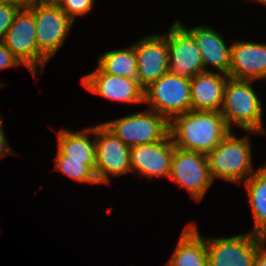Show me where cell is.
Returning a JSON list of instances; mask_svg holds the SVG:
<instances>
[{
    "instance_id": "cell-1",
    "label": "cell",
    "mask_w": 266,
    "mask_h": 266,
    "mask_svg": "<svg viewBox=\"0 0 266 266\" xmlns=\"http://www.w3.org/2000/svg\"><path fill=\"white\" fill-rule=\"evenodd\" d=\"M220 112L190 110L170 121L169 134L174 146L209 154L229 133Z\"/></svg>"
},
{
    "instance_id": "cell-2",
    "label": "cell",
    "mask_w": 266,
    "mask_h": 266,
    "mask_svg": "<svg viewBox=\"0 0 266 266\" xmlns=\"http://www.w3.org/2000/svg\"><path fill=\"white\" fill-rule=\"evenodd\" d=\"M252 82L232 77L227 79L220 113L231 131L235 124L247 133L266 132L262 120L263 102L253 89Z\"/></svg>"
},
{
    "instance_id": "cell-3",
    "label": "cell",
    "mask_w": 266,
    "mask_h": 266,
    "mask_svg": "<svg viewBox=\"0 0 266 266\" xmlns=\"http://www.w3.org/2000/svg\"><path fill=\"white\" fill-rule=\"evenodd\" d=\"M250 138H237L234 131L230 133L207 154L210 176L224 181L242 184L255 172L252 162V145Z\"/></svg>"
},
{
    "instance_id": "cell-4",
    "label": "cell",
    "mask_w": 266,
    "mask_h": 266,
    "mask_svg": "<svg viewBox=\"0 0 266 266\" xmlns=\"http://www.w3.org/2000/svg\"><path fill=\"white\" fill-rule=\"evenodd\" d=\"M144 104L169 122L192 110L190 78L170 72L144 89Z\"/></svg>"
},
{
    "instance_id": "cell-5",
    "label": "cell",
    "mask_w": 266,
    "mask_h": 266,
    "mask_svg": "<svg viewBox=\"0 0 266 266\" xmlns=\"http://www.w3.org/2000/svg\"><path fill=\"white\" fill-rule=\"evenodd\" d=\"M103 124L131 148L164 140L169 135L170 122L155 111L146 109Z\"/></svg>"
},
{
    "instance_id": "cell-6",
    "label": "cell",
    "mask_w": 266,
    "mask_h": 266,
    "mask_svg": "<svg viewBox=\"0 0 266 266\" xmlns=\"http://www.w3.org/2000/svg\"><path fill=\"white\" fill-rule=\"evenodd\" d=\"M2 42L33 77L36 78L38 66L43 72L49 59L38 49L34 14L27 7H22L15 15Z\"/></svg>"
},
{
    "instance_id": "cell-7",
    "label": "cell",
    "mask_w": 266,
    "mask_h": 266,
    "mask_svg": "<svg viewBox=\"0 0 266 266\" xmlns=\"http://www.w3.org/2000/svg\"><path fill=\"white\" fill-rule=\"evenodd\" d=\"M96 144L95 175L101 184H110V176L131 173L130 147L126 146L103 123L93 125Z\"/></svg>"
},
{
    "instance_id": "cell-8",
    "label": "cell",
    "mask_w": 266,
    "mask_h": 266,
    "mask_svg": "<svg viewBox=\"0 0 266 266\" xmlns=\"http://www.w3.org/2000/svg\"><path fill=\"white\" fill-rule=\"evenodd\" d=\"M27 8L34 14L38 49L50 59L63 45L74 22L56 3H37Z\"/></svg>"
},
{
    "instance_id": "cell-9",
    "label": "cell",
    "mask_w": 266,
    "mask_h": 266,
    "mask_svg": "<svg viewBox=\"0 0 266 266\" xmlns=\"http://www.w3.org/2000/svg\"><path fill=\"white\" fill-rule=\"evenodd\" d=\"M169 179L180 188H186L196 201H202L213 184L207 155L174 148Z\"/></svg>"
},
{
    "instance_id": "cell-10",
    "label": "cell",
    "mask_w": 266,
    "mask_h": 266,
    "mask_svg": "<svg viewBox=\"0 0 266 266\" xmlns=\"http://www.w3.org/2000/svg\"><path fill=\"white\" fill-rule=\"evenodd\" d=\"M264 241L250 231L231 237L206 238L208 266H253Z\"/></svg>"
},
{
    "instance_id": "cell-11",
    "label": "cell",
    "mask_w": 266,
    "mask_h": 266,
    "mask_svg": "<svg viewBox=\"0 0 266 266\" xmlns=\"http://www.w3.org/2000/svg\"><path fill=\"white\" fill-rule=\"evenodd\" d=\"M169 54V72L192 78L205 72L201 52L192 35L176 20L165 33Z\"/></svg>"
},
{
    "instance_id": "cell-12",
    "label": "cell",
    "mask_w": 266,
    "mask_h": 266,
    "mask_svg": "<svg viewBox=\"0 0 266 266\" xmlns=\"http://www.w3.org/2000/svg\"><path fill=\"white\" fill-rule=\"evenodd\" d=\"M133 46L137 57V80L145 89L169 72V54L165 33L145 36Z\"/></svg>"
},
{
    "instance_id": "cell-13",
    "label": "cell",
    "mask_w": 266,
    "mask_h": 266,
    "mask_svg": "<svg viewBox=\"0 0 266 266\" xmlns=\"http://www.w3.org/2000/svg\"><path fill=\"white\" fill-rule=\"evenodd\" d=\"M174 148L170 134L162 141L131 147V172L149 179L169 178Z\"/></svg>"
},
{
    "instance_id": "cell-14",
    "label": "cell",
    "mask_w": 266,
    "mask_h": 266,
    "mask_svg": "<svg viewBox=\"0 0 266 266\" xmlns=\"http://www.w3.org/2000/svg\"><path fill=\"white\" fill-rule=\"evenodd\" d=\"M82 84L88 91L105 99L134 105L144 103V89L137 78L106 74L97 67L82 78Z\"/></svg>"
},
{
    "instance_id": "cell-15",
    "label": "cell",
    "mask_w": 266,
    "mask_h": 266,
    "mask_svg": "<svg viewBox=\"0 0 266 266\" xmlns=\"http://www.w3.org/2000/svg\"><path fill=\"white\" fill-rule=\"evenodd\" d=\"M193 37L198 49L201 52L205 72L209 66L215 67L217 73L229 76L231 62V46H228L223 36L213 27L208 25H198L187 28L181 20H177Z\"/></svg>"
},
{
    "instance_id": "cell-16",
    "label": "cell",
    "mask_w": 266,
    "mask_h": 266,
    "mask_svg": "<svg viewBox=\"0 0 266 266\" xmlns=\"http://www.w3.org/2000/svg\"><path fill=\"white\" fill-rule=\"evenodd\" d=\"M229 77L245 80L266 78V43L237 41L231 47Z\"/></svg>"
},
{
    "instance_id": "cell-17",
    "label": "cell",
    "mask_w": 266,
    "mask_h": 266,
    "mask_svg": "<svg viewBox=\"0 0 266 266\" xmlns=\"http://www.w3.org/2000/svg\"><path fill=\"white\" fill-rule=\"evenodd\" d=\"M228 77L211 71L190 78L192 110L220 112Z\"/></svg>"
},
{
    "instance_id": "cell-18",
    "label": "cell",
    "mask_w": 266,
    "mask_h": 266,
    "mask_svg": "<svg viewBox=\"0 0 266 266\" xmlns=\"http://www.w3.org/2000/svg\"><path fill=\"white\" fill-rule=\"evenodd\" d=\"M198 230L194 222L184 227L175 251L165 266H208L206 238Z\"/></svg>"
},
{
    "instance_id": "cell-19",
    "label": "cell",
    "mask_w": 266,
    "mask_h": 266,
    "mask_svg": "<svg viewBox=\"0 0 266 266\" xmlns=\"http://www.w3.org/2000/svg\"><path fill=\"white\" fill-rule=\"evenodd\" d=\"M242 184L247 189L248 203L254 221L253 230L250 232L266 240V163Z\"/></svg>"
},
{
    "instance_id": "cell-20",
    "label": "cell",
    "mask_w": 266,
    "mask_h": 266,
    "mask_svg": "<svg viewBox=\"0 0 266 266\" xmlns=\"http://www.w3.org/2000/svg\"><path fill=\"white\" fill-rule=\"evenodd\" d=\"M89 134H93V126L80 132L67 129L57 132V146L66 156V161H96L95 138L90 139Z\"/></svg>"
},
{
    "instance_id": "cell-21",
    "label": "cell",
    "mask_w": 266,
    "mask_h": 266,
    "mask_svg": "<svg viewBox=\"0 0 266 266\" xmlns=\"http://www.w3.org/2000/svg\"><path fill=\"white\" fill-rule=\"evenodd\" d=\"M97 67L106 74L137 78V57L133 44L128 48L105 52L99 57Z\"/></svg>"
},
{
    "instance_id": "cell-22",
    "label": "cell",
    "mask_w": 266,
    "mask_h": 266,
    "mask_svg": "<svg viewBox=\"0 0 266 266\" xmlns=\"http://www.w3.org/2000/svg\"><path fill=\"white\" fill-rule=\"evenodd\" d=\"M55 169L84 184H99L95 175L96 161H66V156L58 149L54 158Z\"/></svg>"
},
{
    "instance_id": "cell-23",
    "label": "cell",
    "mask_w": 266,
    "mask_h": 266,
    "mask_svg": "<svg viewBox=\"0 0 266 266\" xmlns=\"http://www.w3.org/2000/svg\"><path fill=\"white\" fill-rule=\"evenodd\" d=\"M75 22L77 16L86 15L94 7V0H58L56 3Z\"/></svg>"
},
{
    "instance_id": "cell-24",
    "label": "cell",
    "mask_w": 266,
    "mask_h": 266,
    "mask_svg": "<svg viewBox=\"0 0 266 266\" xmlns=\"http://www.w3.org/2000/svg\"><path fill=\"white\" fill-rule=\"evenodd\" d=\"M21 5L10 0H0V41L5 37Z\"/></svg>"
},
{
    "instance_id": "cell-25",
    "label": "cell",
    "mask_w": 266,
    "mask_h": 266,
    "mask_svg": "<svg viewBox=\"0 0 266 266\" xmlns=\"http://www.w3.org/2000/svg\"><path fill=\"white\" fill-rule=\"evenodd\" d=\"M20 60L0 41V70L18 67Z\"/></svg>"
},
{
    "instance_id": "cell-26",
    "label": "cell",
    "mask_w": 266,
    "mask_h": 266,
    "mask_svg": "<svg viewBox=\"0 0 266 266\" xmlns=\"http://www.w3.org/2000/svg\"><path fill=\"white\" fill-rule=\"evenodd\" d=\"M5 132L3 129V121L0 120V159L8 156L10 154L15 153L13 149L9 146V143L7 141V137H5Z\"/></svg>"
},
{
    "instance_id": "cell-27",
    "label": "cell",
    "mask_w": 266,
    "mask_h": 266,
    "mask_svg": "<svg viewBox=\"0 0 266 266\" xmlns=\"http://www.w3.org/2000/svg\"><path fill=\"white\" fill-rule=\"evenodd\" d=\"M253 266H266V240L260 245Z\"/></svg>"
},
{
    "instance_id": "cell-28",
    "label": "cell",
    "mask_w": 266,
    "mask_h": 266,
    "mask_svg": "<svg viewBox=\"0 0 266 266\" xmlns=\"http://www.w3.org/2000/svg\"><path fill=\"white\" fill-rule=\"evenodd\" d=\"M10 1L17 3L22 7H28L30 5L41 3V0H10Z\"/></svg>"
},
{
    "instance_id": "cell-29",
    "label": "cell",
    "mask_w": 266,
    "mask_h": 266,
    "mask_svg": "<svg viewBox=\"0 0 266 266\" xmlns=\"http://www.w3.org/2000/svg\"><path fill=\"white\" fill-rule=\"evenodd\" d=\"M58 0H41V3H57Z\"/></svg>"
},
{
    "instance_id": "cell-30",
    "label": "cell",
    "mask_w": 266,
    "mask_h": 266,
    "mask_svg": "<svg viewBox=\"0 0 266 266\" xmlns=\"http://www.w3.org/2000/svg\"><path fill=\"white\" fill-rule=\"evenodd\" d=\"M257 3L263 5V6H266V0H256Z\"/></svg>"
},
{
    "instance_id": "cell-31",
    "label": "cell",
    "mask_w": 266,
    "mask_h": 266,
    "mask_svg": "<svg viewBox=\"0 0 266 266\" xmlns=\"http://www.w3.org/2000/svg\"><path fill=\"white\" fill-rule=\"evenodd\" d=\"M2 86H4V84L3 83H0V88L2 87ZM2 118H1V116H0V120H1Z\"/></svg>"
}]
</instances>
